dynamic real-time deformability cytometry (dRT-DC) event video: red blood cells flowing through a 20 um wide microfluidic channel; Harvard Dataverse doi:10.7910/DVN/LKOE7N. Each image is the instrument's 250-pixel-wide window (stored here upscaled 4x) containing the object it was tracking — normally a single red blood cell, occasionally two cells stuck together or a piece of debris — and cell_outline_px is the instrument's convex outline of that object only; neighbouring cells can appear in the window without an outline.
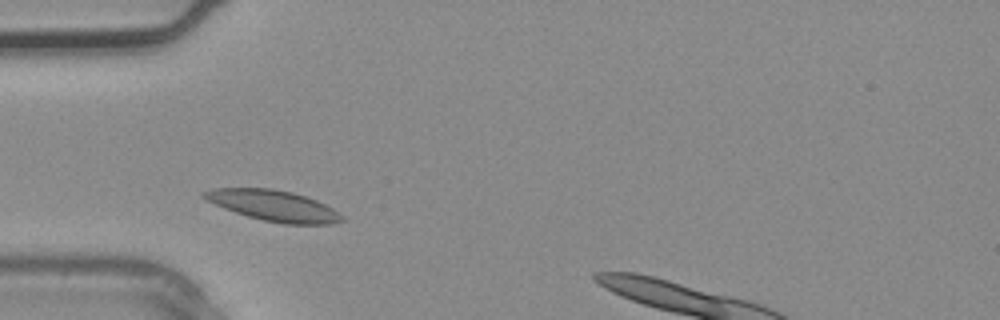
{"species": "common noctule bat (a hibernating species)", "species_latin": "Nyctalus noctula", "temperature_condition": "warm", "stored_images_in_passage": 2, "camera_frame_rate_fps": 3000, "um_per_image_px": 0.085, "animal": {"sex": "male", "body_mass_g": 20.4}, "frame": {"image": 1, "passage_image": 1, "time_ms": 0.0, "image_size_px": [1000, 320], "cell_outline_px": [[344, 220], [332, 224], [284, 224], [264, 220], [248, 216], [224, 208], [200, 196], [200, 192], [212, 188], [272, 188], [292, 192], [316, 200], [332, 208], [344, 216]], "centroid_in_image_um": [23.25, 17.47], "position_along_channel_um": 61.8, "area_um2": 24.62}}